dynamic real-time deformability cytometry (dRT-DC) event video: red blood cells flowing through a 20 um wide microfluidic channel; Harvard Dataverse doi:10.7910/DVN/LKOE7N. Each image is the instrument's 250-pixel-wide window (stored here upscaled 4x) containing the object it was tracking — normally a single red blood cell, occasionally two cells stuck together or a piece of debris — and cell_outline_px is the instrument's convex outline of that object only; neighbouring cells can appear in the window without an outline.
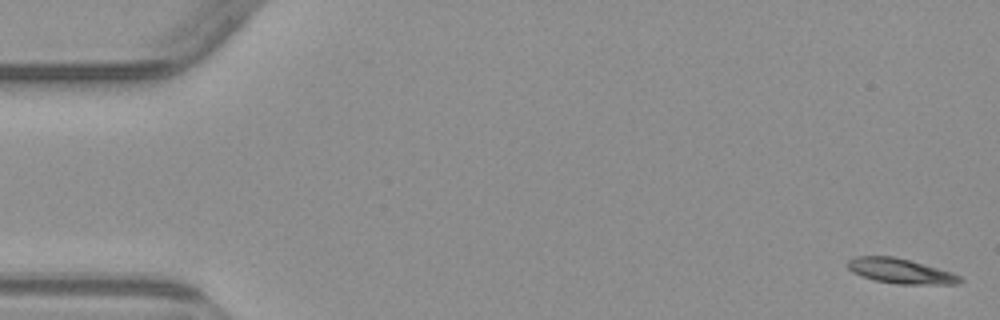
{"species": "common noctule bat (a hibernating species)", "species_latin": "Nyctalus noctula", "temperature_condition": "warm", "stored_images_in_passage": 4, "camera_frame_rate_fps": 3000, "um_per_image_px": 0.085, "animal": {"sex": "male", "body_mass_g": 23.1, "forearm_length_mm": 52.7}, "frame": {"image": 1, "passage_image": 1, "time_ms": 0.0, "image_size_px": [1000, 320], "cell_outline_px": [[964, 280], [960, 284], [896, 284], [876, 280], [860, 276], [852, 272], [844, 264], [848, 260], [856, 256], [892, 256], [908, 260], [952, 272], [960, 276]], "centroid_in_image_um": [76.51, 23.04], "position_along_channel_um": 8.5, "area_um2": 16.36}}